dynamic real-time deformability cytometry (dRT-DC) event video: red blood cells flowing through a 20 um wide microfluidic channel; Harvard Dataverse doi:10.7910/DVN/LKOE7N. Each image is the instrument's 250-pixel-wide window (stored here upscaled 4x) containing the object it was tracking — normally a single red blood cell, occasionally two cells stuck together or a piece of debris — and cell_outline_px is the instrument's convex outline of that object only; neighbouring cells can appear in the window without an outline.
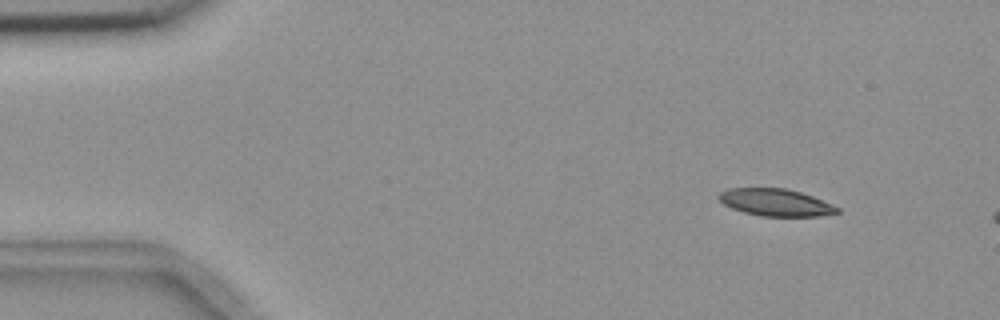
{"species": "common noctule bat (a hibernating species)", "species_latin": "Nyctalus noctula", "temperature_condition": "room temperature", "stored_images_in_passage": 4, "camera_frame_rate_fps": 3000, "um_per_image_px": 0.085, "animal": {"sex": "female", "body_mass_g": 18.4}, "frame": {"image": 1, "passage_image": 2, "time_ms": 1.333, "image_size_px": [1000, 320], "cell_outline_px": [[840, 212], [820, 216], [760, 216], [744, 212], [732, 208], [724, 204], [716, 196], [720, 192], [728, 188], [784, 188], [800, 192], [812, 196], [832, 204], [840, 208]], "centroid_in_image_um": [65.92, 17.21], "position_along_channel_um": 19.1, "area_um2": 18.73}}